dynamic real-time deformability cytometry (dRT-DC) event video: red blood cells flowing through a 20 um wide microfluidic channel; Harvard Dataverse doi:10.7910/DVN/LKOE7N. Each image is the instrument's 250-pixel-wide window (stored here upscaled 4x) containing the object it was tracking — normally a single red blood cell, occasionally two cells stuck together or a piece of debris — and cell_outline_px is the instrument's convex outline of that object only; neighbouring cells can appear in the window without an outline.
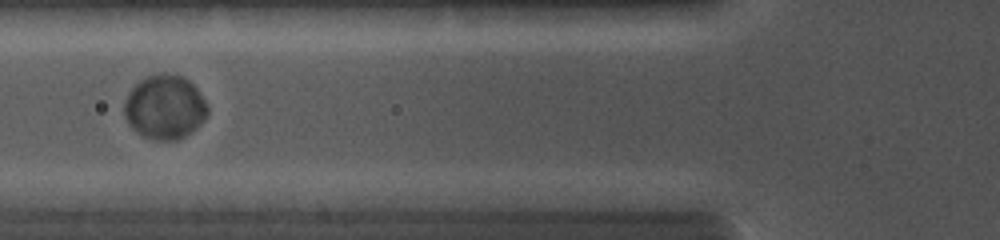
{"species": "common noctule bat (a hibernating species)", "species_latin": "Nyctalus noctula", "temperature_condition": "cold", "stored_images_in_passage": 6, "camera_frame_rate_fps": 5000, "um_per_image_px": 0.085, "animal": {"sex": "female", "body_mass_g": 19.0, "forearm_length_mm": 56.7}, "frame": {"image": 1, "passage_image": 6, "time_ms": 5.4, "image_size_px": [1000, 240], "cell_outline_px": [[208, 112], [204, 120], [196, 128], [184, 136], [176, 140], [152, 140], [136, 132], [128, 124], [124, 116], [124, 104], [132, 88], [140, 80], [148, 76], [160, 72], [180, 76], [188, 80], [196, 88], [204, 100], [208, 108]], "centroid_in_image_um": [13.99, 9.12], "position_along_channel_um": 111.8, "area_um2": 30.98}}